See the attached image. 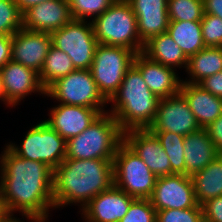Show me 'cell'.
Here are the masks:
<instances>
[{
    "label": "cell",
    "instance_id": "obj_1",
    "mask_svg": "<svg viewBox=\"0 0 222 222\" xmlns=\"http://www.w3.org/2000/svg\"><path fill=\"white\" fill-rule=\"evenodd\" d=\"M0 154V195L4 210L13 218L49 220L55 210L53 169L46 163L21 158L6 145ZM51 209V210H49Z\"/></svg>",
    "mask_w": 222,
    "mask_h": 222
},
{
    "label": "cell",
    "instance_id": "obj_2",
    "mask_svg": "<svg viewBox=\"0 0 222 222\" xmlns=\"http://www.w3.org/2000/svg\"><path fill=\"white\" fill-rule=\"evenodd\" d=\"M113 184L112 160L65 159L53 170L55 210L68 205H77L81 210L93 197Z\"/></svg>",
    "mask_w": 222,
    "mask_h": 222
},
{
    "label": "cell",
    "instance_id": "obj_3",
    "mask_svg": "<svg viewBox=\"0 0 222 222\" xmlns=\"http://www.w3.org/2000/svg\"><path fill=\"white\" fill-rule=\"evenodd\" d=\"M159 98L148 88L141 72L132 65L124 75L118 91L108 101L110 113L126 132L134 129H148L152 124Z\"/></svg>",
    "mask_w": 222,
    "mask_h": 222
},
{
    "label": "cell",
    "instance_id": "obj_4",
    "mask_svg": "<svg viewBox=\"0 0 222 222\" xmlns=\"http://www.w3.org/2000/svg\"><path fill=\"white\" fill-rule=\"evenodd\" d=\"M124 132L108 112L101 114L86 130L66 141L65 159L114 160Z\"/></svg>",
    "mask_w": 222,
    "mask_h": 222
},
{
    "label": "cell",
    "instance_id": "obj_5",
    "mask_svg": "<svg viewBox=\"0 0 222 222\" xmlns=\"http://www.w3.org/2000/svg\"><path fill=\"white\" fill-rule=\"evenodd\" d=\"M98 44L121 46L141 53L144 44L138 34L137 18L127 0H115L91 21Z\"/></svg>",
    "mask_w": 222,
    "mask_h": 222
},
{
    "label": "cell",
    "instance_id": "obj_6",
    "mask_svg": "<svg viewBox=\"0 0 222 222\" xmlns=\"http://www.w3.org/2000/svg\"><path fill=\"white\" fill-rule=\"evenodd\" d=\"M45 96L55 100V103L95 108L101 114L106 113L109 106L90 69H76L55 80L45 89Z\"/></svg>",
    "mask_w": 222,
    "mask_h": 222
},
{
    "label": "cell",
    "instance_id": "obj_7",
    "mask_svg": "<svg viewBox=\"0 0 222 222\" xmlns=\"http://www.w3.org/2000/svg\"><path fill=\"white\" fill-rule=\"evenodd\" d=\"M25 133L20 146L12 141L5 145L19 157L46 163L53 170L65 160L66 140L44 120Z\"/></svg>",
    "mask_w": 222,
    "mask_h": 222
},
{
    "label": "cell",
    "instance_id": "obj_8",
    "mask_svg": "<svg viewBox=\"0 0 222 222\" xmlns=\"http://www.w3.org/2000/svg\"><path fill=\"white\" fill-rule=\"evenodd\" d=\"M114 185L137 199H149L157 176L144 161L123 141L113 160Z\"/></svg>",
    "mask_w": 222,
    "mask_h": 222
},
{
    "label": "cell",
    "instance_id": "obj_9",
    "mask_svg": "<svg viewBox=\"0 0 222 222\" xmlns=\"http://www.w3.org/2000/svg\"><path fill=\"white\" fill-rule=\"evenodd\" d=\"M136 54L121 46L97 45L90 72L99 91L108 101L118 91Z\"/></svg>",
    "mask_w": 222,
    "mask_h": 222
},
{
    "label": "cell",
    "instance_id": "obj_10",
    "mask_svg": "<svg viewBox=\"0 0 222 222\" xmlns=\"http://www.w3.org/2000/svg\"><path fill=\"white\" fill-rule=\"evenodd\" d=\"M52 45L67 53L75 69H90L98 41L91 21L72 19L51 33Z\"/></svg>",
    "mask_w": 222,
    "mask_h": 222
},
{
    "label": "cell",
    "instance_id": "obj_11",
    "mask_svg": "<svg viewBox=\"0 0 222 222\" xmlns=\"http://www.w3.org/2000/svg\"><path fill=\"white\" fill-rule=\"evenodd\" d=\"M199 129L201 127L196 117L180 92L159 100L155 118L148 128L151 132L169 131L183 136Z\"/></svg>",
    "mask_w": 222,
    "mask_h": 222
},
{
    "label": "cell",
    "instance_id": "obj_12",
    "mask_svg": "<svg viewBox=\"0 0 222 222\" xmlns=\"http://www.w3.org/2000/svg\"><path fill=\"white\" fill-rule=\"evenodd\" d=\"M149 200L156 212L165 209L195 207L197 201L191 176L172 174L157 177Z\"/></svg>",
    "mask_w": 222,
    "mask_h": 222
},
{
    "label": "cell",
    "instance_id": "obj_13",
    "mask_svg": "<svg viewBox=\"0 0 222 222\" xmlns=\"http://www.w3.org/2000/svg\"><path fill=\"white\" fill-rule=\"evenodd\" d=\"M0 76L5 99L14 108L33 93L46 98L39 73L29 67L10 60L0 69Z\"/></svg>",
    "mask_w": 222,
    "mask_h": 222
},
{
    "label": "cell",
    "instance_id": "obj_14",
    "mask_svg": "<svg viewBox=\"0 0 222 222\" xmlns=\"http://www.w3.org/2000/svg\"><path fill=\"white\" fill-rule=\"evenodd\" d=\"M134 199L113 184L93 197L79 213L84 222H119Z\"/></svg>",
    "mask_w": 222,
    "mask_h": 222
},
{
    "label": "cell",
    "instance_id": "obj_15",
    "mask_svg": "<svg viewBox=\"0 0 222 222\" xmlns=\"http://www.w3.org/2000/svg\"><path fill=\"white\" fill-rule=\"evenodd\" d=\"M51 45L50 33L22 27L12 35L11 60L40 73Z\"/></svg>",
    "mask_w": 222,
    "mask_h": 222
},
{
    "label": "cell",
    "instance_id": "obj_16",
    "mask_svg": "<svg viewBox=\"0 0 222 222\" xmlns=\"http://www.w3.org/2000/svg\"><path fill=\"white\" fill-rule=\"evenodd\" d=\"M124 142L144 161L157 176L171 175L169 157L159 139L148 129H134L124 132Z\"/></svg>",
    "mask_w": 222,
    "mask_h": 222
},
{
    "label": "cell",
    "instance_id": "obj_17",
    "mask_svg": "<svg viewBox=\"0 0 222 222\" xmlns=\"http://www.w3.org/2000/svg\"><path fill=\"white\" fill-rule=\"evenodd\" d=\"M101 113L95 108L58 103L49 108L44 120L66 141L86 130Z\"/></svg>",
    "mask_w": 222,
    "mask_h": 222
},
{
    "label": "cell",
    "instance_id": "obj_18",
    "mask_svg": "<svg viewBox=\"0 0 222 222\" xmlns=\"http://www.w3.org/2000/svg\"><path fill=\"white\" fill-rule=\"evenodd\" d=\"M23 28L52 33L71 21L68 0H48L27 9L23 14Z\"/></svg>",
    "mask_w": 222,
    "mask_h": 222
},
{
    "label": "cell",
    "instance_id": "obj_19",
    "mask_svg": "<svg viewBox=\"0 0 222 222\" xmlns=\"http://www.w3.org/2000/svg\"><path fill=\"white\" fill-rule=\"evenodd\" d=\"M133 65L141 72L148 88L159 99L174 96L180 92L182 78L174 68L152 61L142 52L136 54Z\"/></svg>",
    "mask_w": 222,
    "mask_h": 222
},
{
    "label": "cell",
    "instance_id": "obj_20",
    "mask_svg": "<svg viewBox=\"0 0 222 222\" xmlns=\"http://www.w3.org/2000/svg\"><path fill=\"white\" fill-rule=\"evenodd\" d=\"M137 18L138 34L145 44L154 36L167 32L168 0H127Z\"/></svg>",
    "mask_w": 222,
    "mask_h": 222
},
{
    "label": "cell",
    "instance_id": "obj_21",
    "mask_svg": "<svg viewBox=\"0 0 222 222\" xmlns=\"http://www.w3.org/2000/svg\"><path fill=\"white\" fill-rule=\"evenodd\" d=\"M180 93L201 128H207L222 114V98L212 95L199 84L181 82Z\"/></svg>",
    "mask_w": 222,
    "mask_h": 222
},
{
    "label": "cell",
    "instance_id": "obj_22",
    "mask_svg": "<svg viewBox=\"0 0 222 222\" xmlns=\"http://www.w3.org/2000/svg\"><path fill=\"white\" fill-rule=\"evenodd\" d=\"M218 153L206 128L184 137L185 175L192 176L210 164Z\"/></svg>",
    "mask_w": 222,
    "mask_h": 222
},
{
    "label": "cell",
    "instance_id": "obj_23",
    "mask_svg": "<svg viewBox=\"0 0 222 222\" xmlns=\"http://www.w3.org/2000/svg\"><path fill=\"white\" fill-rule=\"evenodd\" d=\"M142 53L152 61L175 70H186L188 57L175 43L168 32L152 37L144 44ZM177 68V69H176Z\"/></svg>",
    "mask_w": 222,
    "mask_h": 222
},
{
    "label": "cell",
    "instance_id": "obj_24",
    "mask_svg": "<svg viewBox=\"0 0 222 222\" xmlns=\"http://www.w3.org/2000/svg\"><path fill=\"white\" fill-rule=\"evenodd\" d=\"M198 205L222 196V154L191 176Z\"/></svg>",
    "mask_w": 222,
    "mask_h": 222
},
{
    "label": "cell",
    "instance_id": "obj_25",
    "mask_svg": "<svg viewBox=\"0 0 222 222\" xmlns=\"http://www.w3.org/2000/svg\"><path fill=\"white\" fill-rule=\"evenodd\" d=\"M222 70V47H205L188 58L185 72L187 78L182 82L198 84L208 76H212ZM189 78V79H188Z\"/></svg>",
    "mask_w": 222,
    "mask_h": 222
},
{
    "label": "cell",
    "instance_id": "obj_26",
    "mask_svg": "<svg viewBox=\"0 0 222 222\" xmlns=\"http://www.w3.org/2000/svg\"><path fill=\"white\" fill-rule=\"evenodd\" d=\"M167 32L188 58L206 47L200 21H169Z\"/></svg>",
    "mask_w": 222,
    "mask_h": 222
},
{
    "label": "cell",
    "instance_id": "obj_27",
    "mask_svg": "<svg viewBox=\"0 0 222 222\" xmlns=\"http://www.w3.org/2000/svg\"><path fill=\"white\" fill-rule=\"evenodd\" d=\"M76 70L67 53L51 45L39 73L42 86L46 89L55 80Z\"/></svg>",
    "mask_w": 222,
    "mask_h": 222
},
{
    "label": "cell",
    "instance_id": "obj_28",
    "mask_svg": "<svg viewBox=\"0 0 222 222\" xmlns=\"http://www.w3.org/2000/svg\"><path fill=\"white\" fill-rule=\"evenodd\" d=\"M159 139L162 148L169 157L172 174L185 175L184 137L181 134L166 132H152Z\"/></svg>",
    "mask_w": 222,
    "mask_h": 222
},
{
    "label": "cell",
    "instance_id": "obj_29",
    "mask_svg": "<svg viewBox=\"0 0 222 222\" xmlns=\"http://www.w3.org/2000/svg\"><path fill=\"white\" fill-rule=\"evenodd\" d=\"M169 21H201L203 18L202 0H168Z\"/></svg>",
    "mask_w": 222,
    "mask_h": 222
},
{
    "label": "cell",
    "instance_id": "obj_30",
    "mask_svg": "<svg viewBox=\"0 0 222 222\" xmlns=\"http://www.w3.org/2000/svg\"><path fill=\"white\" fill-rule=\"evenodd\" d=\"M115 0H68L73 19L92 21L108 9Z\"/></svg>",
    "mask_w": 222,
    "mask_h": 222
},
{
    "label": "cell",
    "instance_id": "obj_31",
    "mask_svg": "<svg viewBox=\"0 0 222 222\" xmlns=\"http://www.w3.org/2000/svg\"><path fill=\"white\" fill-rule=\"evenodd\" d=\"M23 27L22 13L14 0H0V33L14 35Z\"/></svg>",
    "mask_w": 222,
    "mask_h": 222
},
{
    "label": "cell",
    "instance_id": "obj_32",
    "mask_svg": "<svg viewBox=\"0 0 222 222\" xmlns=\"http://www.w3.org/2000/svg\"><path fill=\"white\" fill-rule=\"evenodd\" d=\"M156 222H203L202 206L157 211Z\"/></svg>",
    "mask_w": 222,
    "mask_h": 222
},
{
    "label": "cell",
    "instance_id": "obj_33",
    "mask_svg": "<svg viewBox=\"0 0 222 222\" xmlns=\"http://www.w3.org/2000/svg\"><path fill=\"white\" fill-rule=\"evenodd\" d=\"M157 212L149 199L135 198L119 222H156Z\"/></svg>",
    "mask_w": 222,
    "mask_h": 222
},
{
    "label": "cell",
    "instance_id": "obj_34",
    "mask_svg": "<svg viewBox=\"0 0 222 222\" xmlns=\"http://www.w3.org/2000/svg\"><path fill=\"white\" fill-rule=\"evenodd\" d=\"M200 22L205 46L222 47V19L204 13Z\"/></svg>",
    "mask_w": 222,
    "mask_h": 222
},
{
    "label": "cell",
    "instance_id": "obj_35",
    "mask_svg": "<svg viewBox=\"0 0 222 222\" xmlns=\"http://www.w3.org/2000/svg\"><path fill=\"white\" fill-rule=\"evenodd\" d=\"M203 220L222 222V196L211 198L202 205Z\"/></svg>",
    "mask_w": 222,
    "mask_h": 222
},
{
    "label": "cell",
    "instance_id": "obj_36",
    "mask_svg": "<svg viewBox=\"0 0 222 222\" xmlns=\"http://www.w3.org/2000/svg\"><path fill=\"white\" fill-rule=\"evenodd\" d=\"M198 84L212 95L222 98V70L204 78Z\"/></svg>",
    "mask_w": 222,
    "mask_h": 222
},
{
    "label": "cell",
    "instance_id": "obj_37",
    "mask_svg": "<svg viewBox=\"0 0 222 222\" xmlns=\"http://www.w3.org/2000/svg\"><path fill=\"white\" fill-rule=\"evenodd\" d=\"M206 129L218 153L222 154V114Z\"/></svg>",
    "mask_w": 222,
    "mask_h": 222
},
{
    "label": "cell",
    "instance_id": "obj_38",
    "mask_svg": "<svg viewBox=\"0 0 222 222\" xmlns=\"http://www.w3.org/2000/svg\"><path fill=\"white\" fill-rule=\"evenodd\" d=\"M12 36L0 33V69L11 60Z\"/></svg>",
    "mask_w": 222,
    "mask_h": 222
},
{
    "label": "cell",
    "instance_id": "obj_39",
    "mask_svg": "<svg viewBox=\"0 0 222 222\" xmlns=\"http://www.w3.org/2000/svg\"><path fill=\"white\" fill-rule=\"evenodd\" d=\"M203 10L206 14H211L222 19V0H202Z\"/></svg>",
    "mask_w": 222,
    "mask_h": 222
},
{
    "label": "cell",
    "instance_id": "obj_40",
    "mask_svg": "<svg viewBox=\"0 0 222 222\" xmlns=\"http://www.w3.org/2000/svg\"><path fill=\"white\" fill-rule=\"evenodd\" d=\"M23 14L30 7L48 0H14Z\"/></svg>",
    "mask_w": 222,
    "mask_h": 222
},
{
    "label": "cell",
    "instance_id": "obj_41",
    "mask_svg": "<svg viewBox=\"0 0 222 222\" xmlns=\"http://www.w3.org/2000/svg\"><path fill=\"white\" fill-rule=\"evenodd\" d=\"M22 218H13L10 222H49L47 221V219H43V218H26V220H24L25 218H23V220H21Z\"/></svg>",
    "mask_w": 222,
    "mask_h": 222
},
{
    "label": "cell",
    "instance_id": "obj_42",
    "mask_svg": "<svg viewBox=\"0 0 222 222\" xmlns=\"http://www.w3.org/2000/svg\"><path fill=\"white\" fill-rule=\"evenodd\" d=\"M0 101L6 105V107H11L13 108L5 99V96H4V92H3V88H2V81H1V76H0Z\"/></svg>",
    "mask_w": 222,
    "mask_h": 222
},
{
    "label": "cell",
    "instance_id": "obj_43",
    "mask_svg": "<svg viewBox=\"0 0 222 222\" xmlns=\"http://www.w3.org/2000/svg\"><path fill=\"white\" fill-rule=\"evenodd\" d=\"M12 219L11 215H0V222H10Z\"/></svg>",
    "mask_w": 222,
    "mask_h": 222
},
{
    "label": "cell",
    "instance_id": "obj_44",
    "mask_svg": "<svg viewBox=\"0 0 222 222\" xmlns=\"http://www.w3.org/2000/svg\"><path fill=\"white\" fill-rule=\"evenodd\" d=\"M0 215H10V214H8V213L4 210V207H3V204H2L1 195H0Z\"/></svg>",
    "mask_w": 222,
    "mask_h": 222
}]
</instances>
